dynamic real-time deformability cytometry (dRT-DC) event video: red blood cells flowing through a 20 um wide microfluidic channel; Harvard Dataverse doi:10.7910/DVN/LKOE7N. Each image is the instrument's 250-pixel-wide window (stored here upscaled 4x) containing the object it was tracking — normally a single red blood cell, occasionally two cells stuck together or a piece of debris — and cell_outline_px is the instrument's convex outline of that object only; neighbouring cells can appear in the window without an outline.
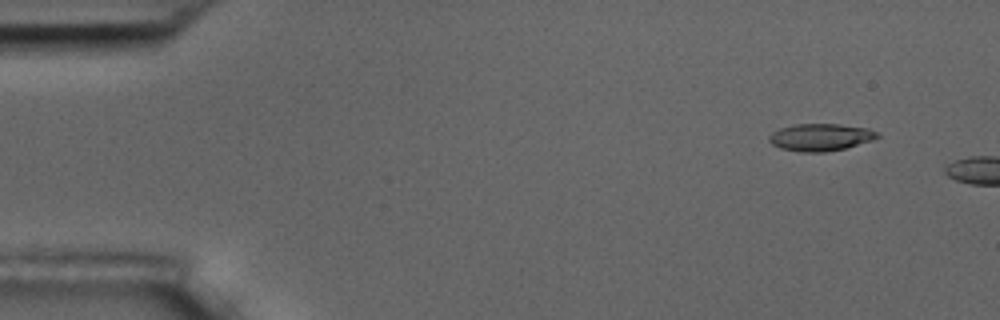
{"species": "common noctule bat (a hibernating species)", "species_latin": "Nyctalus noctula", "temperature_condition": "room temperature", "stored_images_in_passage": 3, "camera_frame_rate_fps": 3000, "um_per_image_px": 0.085, "animal": {"sex": "male", "body_mass_g": 17.5, "forearm_length_mm": 52.3}, "frame": {"image": 1, "passage_image": 2, "time_ms": 1.333, "image_size_px": [1000, 320], "cell_outline_px": [[880, 136], [872, 140], [844, 148], [824, 152], [800, 152], [780, 148], [772, 144], [768, 140], [768, 136], [772, 132], [780, 128], [796, 124], [840, 124], [868, 128], [880, 132]], "centroid_in_image_um": [69.74, 11.66], "position_along_channel_um": 15.3, "area_um2": 17.22}}